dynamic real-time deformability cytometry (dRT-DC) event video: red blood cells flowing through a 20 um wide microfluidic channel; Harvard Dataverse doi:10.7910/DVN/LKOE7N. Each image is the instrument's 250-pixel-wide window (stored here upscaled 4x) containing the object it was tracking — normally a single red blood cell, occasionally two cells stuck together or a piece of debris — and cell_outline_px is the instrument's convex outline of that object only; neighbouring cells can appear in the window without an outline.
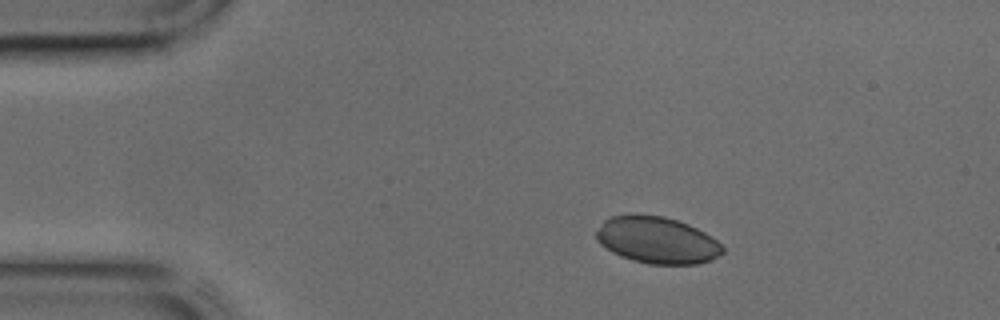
{"species": "common noctule bat (a hibernating species)", "species_latin": "Nyctalus noctula", "temperature_condition": "cold", "stored_images_in_passage": 37, "camera_frame_rate_fps": 3000, "um_per_image_px": 0.085, "animal": {"sex": "male", "body_mass_g": 17.9, "forearm_length_mm": 54.2}, "frame": {"image": 1, "passage_image": 1, "time_ms": 0.0, "image_size_px": [1000, 320], "cell_outline_px": [[724, 252], [712, 260], [696, 264], [648, 264], [632, 260], [620, 256], [612, 252], [600, 244], [596, 240], [596, 232], [604, 220], [612, 216], [628, 212], [664, 216], [688, 224], [712, 236], [724, 248]], "centroid_in_image_um": [55.83, 20.39], "position_along_channel_um": 29.2, "area_um2": 34.8}}
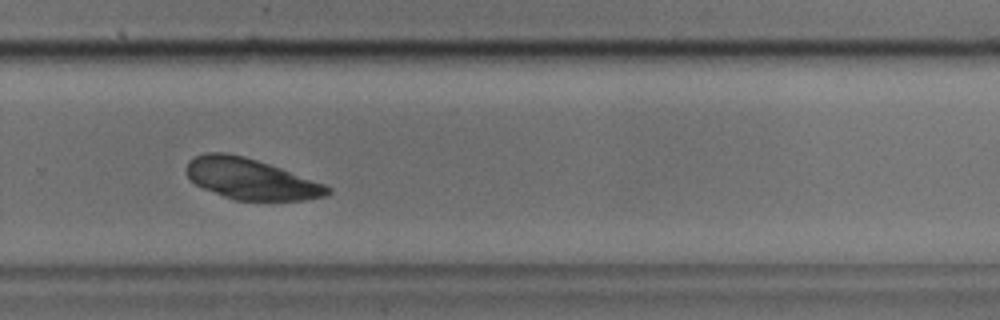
{"frame": {"image": 2, "passage_image": 23, "time_ms": 7.333, "image_size_px": [1000, 320], "cell_outline_px": [[332, 192], [328, 196], [304, 200], [236, 200], [224, 196], [204, 188], [196, 184], [184, 172], [184, 168], [188, 160], [196, 156], [208, 152], [228, 152], [244, 156], [280, 168], [324, 184], [332, 188]], "centroid_in_image_um": [21.3, 15.2], "position_along_channel_um": 308.5, "area_um2": 33.47}}
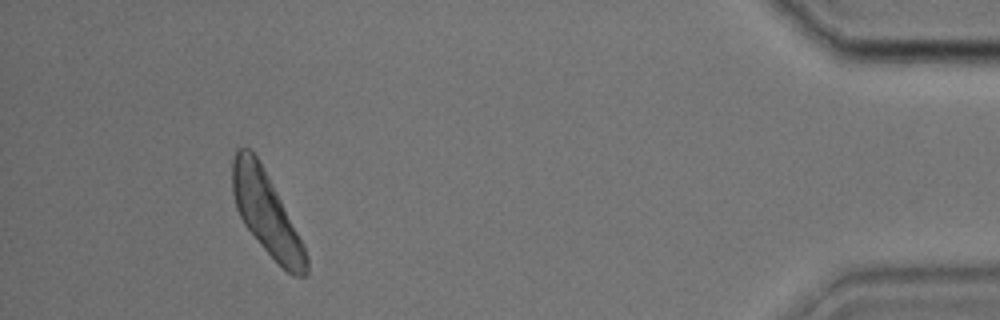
{"frame": {"image": 3, "passage_image": 34, "time_ms": 11.0, "image_size_px": [1000, 320], "cell_outline_px": [[308, 272], [304, 276], [296, 276], [288, 272], [260, 244], [244, 224], [236, 208], [232, 192], [232, 160], [236, 148], [244, 144], [256, 156], [276, 192], [304, 244], [308, 256]], "centroid_in_image_um": [22.62, 18.11], "position_along_channel_um": 412.6, "area_um2": 34.85}}